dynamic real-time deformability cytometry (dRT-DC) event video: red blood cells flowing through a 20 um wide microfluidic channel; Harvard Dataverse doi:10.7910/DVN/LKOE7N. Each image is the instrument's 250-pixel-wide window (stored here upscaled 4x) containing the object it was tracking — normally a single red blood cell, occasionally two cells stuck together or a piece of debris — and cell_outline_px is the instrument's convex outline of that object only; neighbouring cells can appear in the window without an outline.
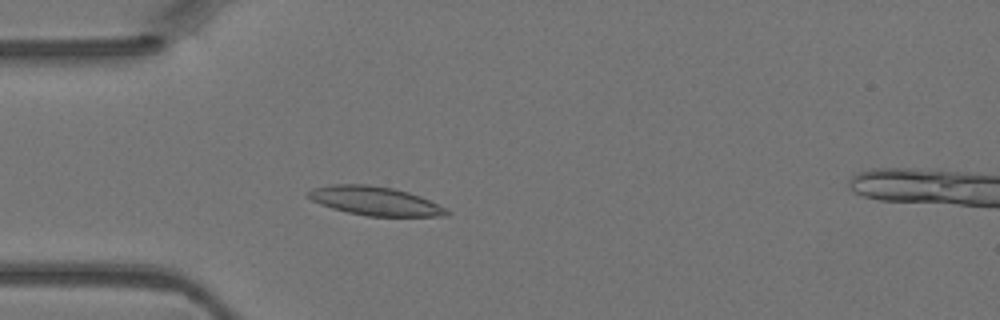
{"species": "Egyptian fruit bat (a non-hibernating species)", "species_latin": "Rousettus aegyptiacus", "temperature_condition": "warm", "stored_images_in_passage": 42, "camera_frame_rate_fps": 3000, "um_per_image_px": 0.085, "animal": {"sex": "female"}, "frame": {"image": 1, "passage_image": 12, "time_ms": 3.667, "image_size_px": [1000, 320], "cell_outline_px": [[452, 212], [448, 216], [368, 216], [348, 212], [332, 208], [320, 204], [312, 200], [304, 192], [312, 188], [332, 184], [368, 184], [392, 188], [408, 192], [420, 196], [448, 208]], "centroid_in_image_um": [31.89, 17.08], "position_along_channel_um": 53.1, "area_um2": 23.41}}
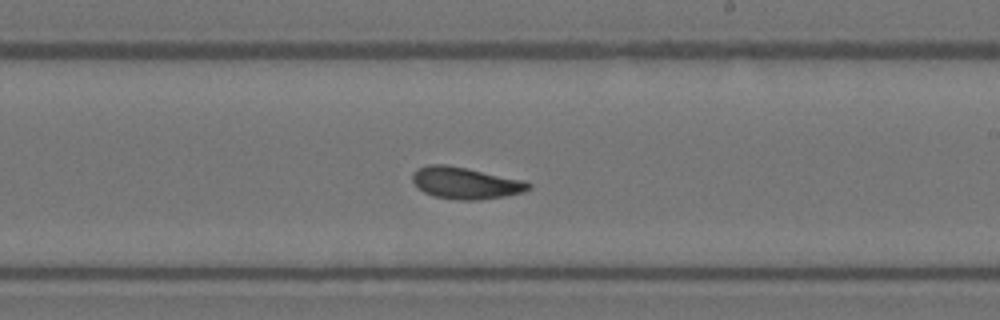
{"frame": {"image": 2, "passage_image": 26, "time_ms": 8.333, "image_size_px": [1000, 320], "cell_outline_px": [[532, 188], [524, 192], [504, 196], [476, 200], [460, 200], [432, 196], [424, 192], [412, 180], [412, 172], [428, 164], [448, 164], [524, 180], [532, 184]], "centroid_in_image_um": [39.59, 15.55], "position_along_channel_um": 249.4, "area_um2": 21.5}}
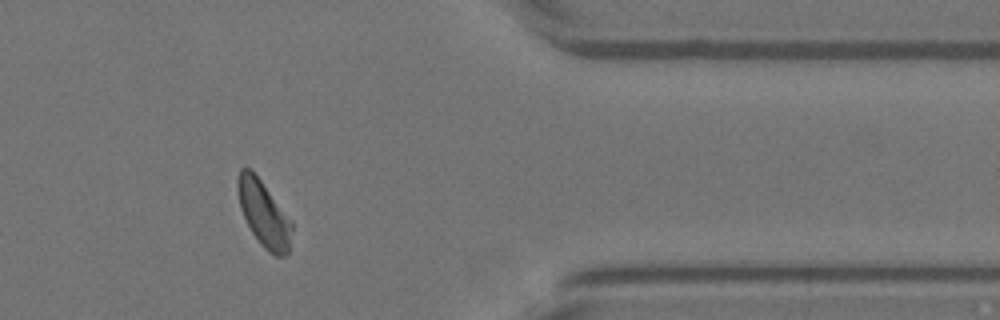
{"frame": {"image": 3, "passage_image": 37, "time_ms": 12.0, "image_size_px": [1000, 320], "cell_outline_px": [[292, 228], [288, 256], [276, 256], [268, 252], [264, 248], [252, 232], [240, 208], [236, 188], [236, 180], [240, 168], [252, 168], [292, 220]], "centroid_in_image_um": [22.42, 18.14], "position_along_channel_um": 389.0, "area_um2": 21.04}}